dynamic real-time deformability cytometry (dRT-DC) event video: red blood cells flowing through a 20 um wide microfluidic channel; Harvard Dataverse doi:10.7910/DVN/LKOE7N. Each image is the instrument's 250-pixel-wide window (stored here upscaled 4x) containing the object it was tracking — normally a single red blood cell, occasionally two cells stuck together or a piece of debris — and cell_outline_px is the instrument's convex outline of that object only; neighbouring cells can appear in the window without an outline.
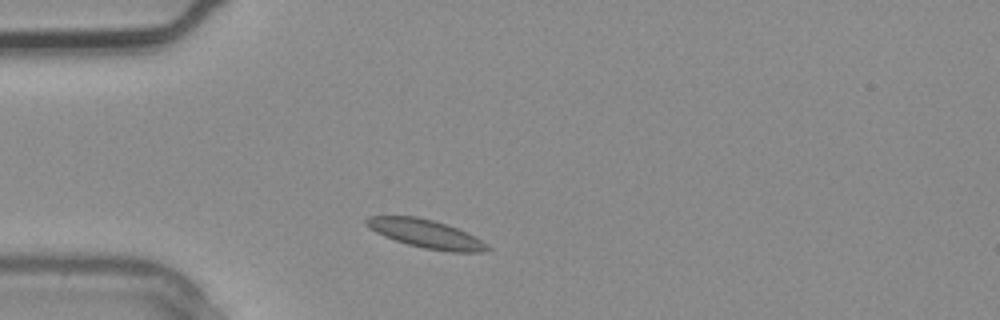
{"species": "common noctule bat (a hibernating species)", "species_latin": "Nyctalus noctula", "temperature_condition": "warm", "stored_images_in_passage": 1, "camera_frame_rate_fps": 3000, "um_per_image_px": 0.085, "animal": {"sex": "male", "body_mass_g": 20.4}, "frame": {"image": 1, "passage_image": 1, "time_ms": 0.0, "image_size_px": [1000, 320], "cell_outline_px": [[492, 248], [484, 252], [452, 252], [424, 248], [408, 244], [384, 236], [368, 228], [364, 224], [364, 220], [368, 216], [416, 216], [432, 220], [456, 228], [488, 244]], "centroid_in_image_um": [36.16, 19.87], "position_along_channel_um": 48.8, "area_um2": 19.77}}